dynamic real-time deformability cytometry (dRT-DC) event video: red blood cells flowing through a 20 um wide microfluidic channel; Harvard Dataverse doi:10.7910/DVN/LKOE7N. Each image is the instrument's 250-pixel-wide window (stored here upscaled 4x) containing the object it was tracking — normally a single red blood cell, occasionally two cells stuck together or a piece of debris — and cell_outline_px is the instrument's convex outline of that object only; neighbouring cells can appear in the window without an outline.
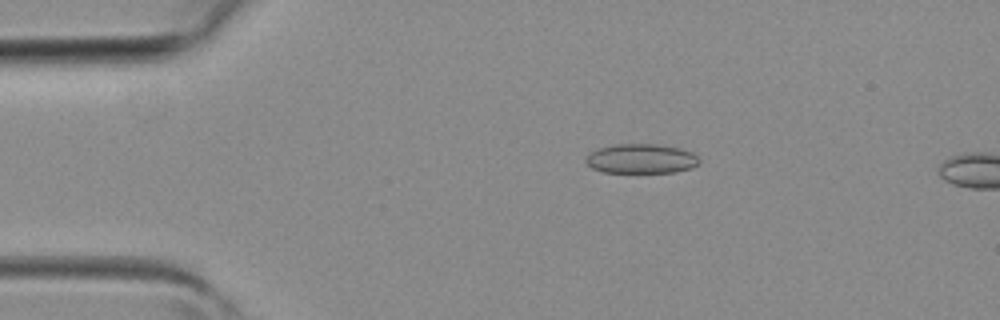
{"species": "common noctule bat (a hibernating species)", "species_latin": "Nyctalus noctula", "temperature_condition": "room temperature", "stored_images_in_passage": 2, "camera_frame_rate_fps": 3000, "um_per_image_px": 0.085, "animal": {"sex": "female", "body_mass_g": 19.3, "forearm_length_mm": 54.1}, "frame": {"image": 1, "passage_image": 2, "time_ms": 0.333, "image_size_px": [1000, 320], "cell_outline_px": [[700, 160], [692, 168], [676, 172], [604, 172], [592, 168], [584, 160], [596, 148], [612, 144], [656, 144], [680, 148], [692, 152]], "centroid_in_image_um": [54.49, 13.48], "position_along_channel_um": 30.5, "area_um2": 19.48}}